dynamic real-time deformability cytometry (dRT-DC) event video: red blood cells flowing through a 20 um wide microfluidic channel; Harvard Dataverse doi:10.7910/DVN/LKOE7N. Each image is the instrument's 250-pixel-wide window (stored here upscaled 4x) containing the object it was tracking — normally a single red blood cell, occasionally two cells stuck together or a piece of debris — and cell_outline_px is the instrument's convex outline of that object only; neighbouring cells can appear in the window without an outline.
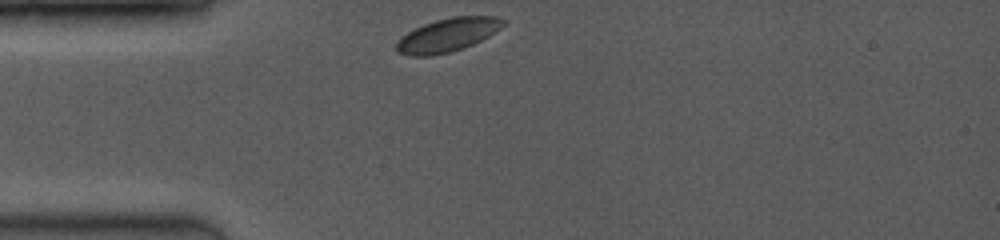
{"species": "common noctule bat (a hibernating species)", "species_latin": "Nyctalus noctula", "temperature_condition": "room temperature", "stored_images_in_passage": 8, "camera_frame_rate_fps": 3500, "um_per_image_px": 0.085, "animal": {"sex": "female", "body_mass_g": 19.0, "forearm_length_mm": 53.3}, "frame": {"image": 1, "passage_image": 1, "time_ms": 0.0, "image_size_px": [1000, 240], "cell_outline_px": [[508, 20], [496, 32], [472, 44], [448, 52], [432, 56], [408, 56], [396, 52], [396, 40], [400, 36], [424, 24], [436, 20], [452, 16], [500, 16]], "centroid_in_image_um": [38.04, 2.96], "position_along_channel_um": 47.0, "area_um2": 20.92}}